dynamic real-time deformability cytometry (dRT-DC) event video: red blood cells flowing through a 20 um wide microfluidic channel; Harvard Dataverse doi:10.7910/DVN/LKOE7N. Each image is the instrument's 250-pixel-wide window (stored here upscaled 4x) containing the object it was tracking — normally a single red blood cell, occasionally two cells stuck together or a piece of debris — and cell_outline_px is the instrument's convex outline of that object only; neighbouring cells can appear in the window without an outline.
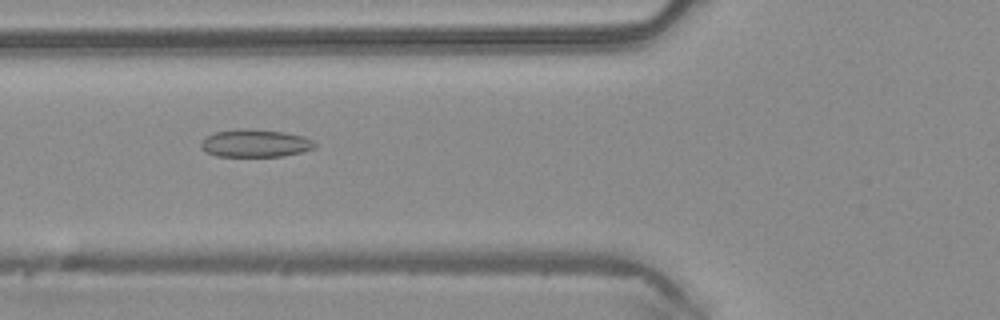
{"species": "common noctule bat (a hibernating species)", "species_latin": "Nyctalus noctula", "temperature_condition": "warm", "stored_images_in_passage": 9, "camera_frame_rate_fps": 3000, "um_per_image_px": 0.085, "animal": {"sex": "male", "body_mass_g": 20.4}, "frame": {"image": 1, "passage_image": 3, "time_ms": 0.667, "image_size_px": [1000, 320], "cell_outline_px": [[316, 148], [284, 156], [216, 156], [208, 152], [200, 144], [208, 136], [216, 132], [240, 128], [248, 128], [284, 132], [304, 136], [312, 140], [316, 144]], "centroid_in_image_um": [21.75, 12.17], "position_along_channel_um": 104.1, "area_um2": 18.21}}
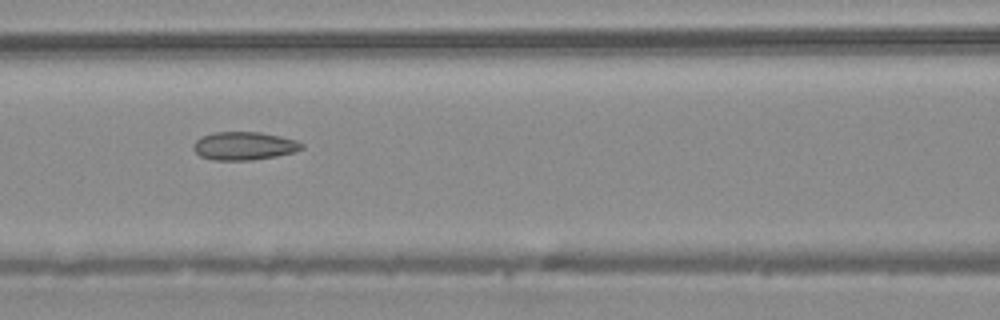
{"frame": {"image": 2, "passage_image": 6, "time_ms": 1.667, "image_size_px": [1000, 320], "cell_outline_px": [[304, 148], [296, 152], [276, 156], [252, 160], [216, 160], [200, 156], [192, 148], [192, 144], [200, 136], [212, 132], [260, 132], [280, 136], [296, 140], [304, 144]], "centroid_in_image_um": [20.75, 12.39], "position_along_channel_um": 145.9, "area_um2": 17.98}}